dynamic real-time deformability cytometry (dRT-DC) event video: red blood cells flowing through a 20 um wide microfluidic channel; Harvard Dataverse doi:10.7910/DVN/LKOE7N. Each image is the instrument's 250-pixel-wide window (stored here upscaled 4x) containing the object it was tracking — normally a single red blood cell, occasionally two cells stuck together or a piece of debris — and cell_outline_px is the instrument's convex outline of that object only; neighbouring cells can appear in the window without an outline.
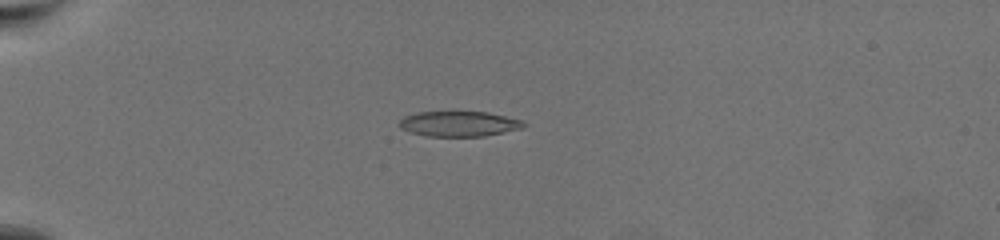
{"species": "common noctule bat (a hibernating species)", "species_latin": "Nyctalus noctula", "temperature_condition": "warm", "stored_images_in_passage": 52, "camera_frame_rate_fps": 3000, "um_per_image_px": 0.085, "animal": {"sex": "female", "body_mass_g": 19.5, "forearm_length_mm": 54.1}, "frame": {"image": 1, "passage_image": 7, "time_ms": 2.0, "image_size_px": [1000, 240], "cell_outline_px": [[528, 124], [524, 128], [484, 136], [428, 136], [412, 132], [400, 128], [400, 120], [404, 116], [416, 112], [452, 108], [488, 112], [520, 120]], "centroid_in_image_um": [39.0, 10.46], "position_along_channel_um": 46.0, "area_um2": 19.19}}
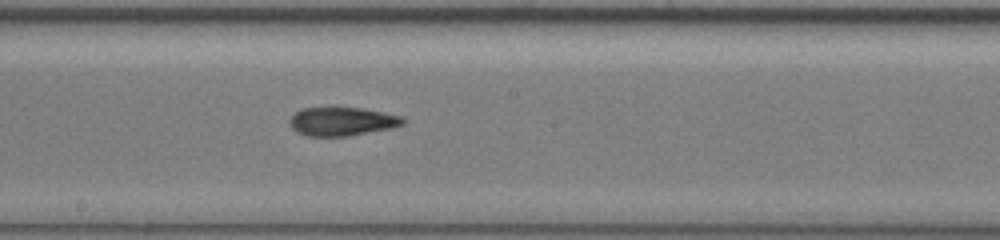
{"frame": {"image": 2, "passage_image": 26, "time_ms": 8.333, "image_size_px": [1000, 240], "cell_outline_px": [[408, 120], [404, 124], [392, 128], [348, 136], [308, 136], [296, 132], [292, 128], [288, 120], [296, 112], [304, 108], [360, 108], [384, 112], [404, 116]], "centroid_in_image_um": [29.12, 10.33], "position_along_channel_um": 219.1, "area_um2": 18.96}}
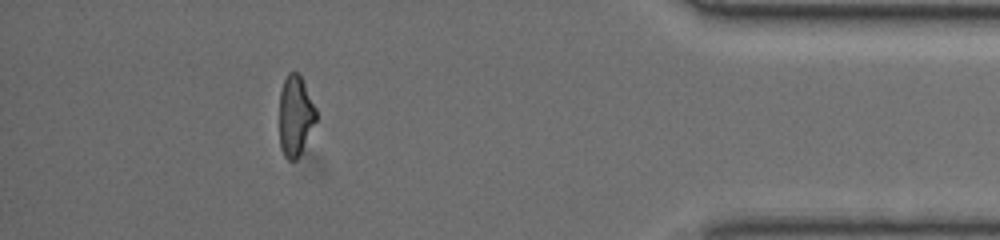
{"frame": {"image": 3, "passage_image": 46, "time_ms": 15.0, "image_size_px": [1000, 240], "cell_outline_px": [[316, 120], [296, 160], [288, 160], [284, 156], [280, 148], [280, 92], [284, 80], [288, 72], [300, 72], [316, 108]], "centroid_in_image_um": [25.1, 9.79], "position_along_channel_um": 410.1, "area_um2": 17.11}, "authors_computed_cell_mechanics": {"area_um2": 18.9295, "velocity_mm_per_s": 3.4193, "shape_relaxation_time_tau1_ms": null, "shape_relaxation_time_tau2_ms": 2.8134, "deformation_change_tau1": null, "deformation_change_tau2": 0.1086}}